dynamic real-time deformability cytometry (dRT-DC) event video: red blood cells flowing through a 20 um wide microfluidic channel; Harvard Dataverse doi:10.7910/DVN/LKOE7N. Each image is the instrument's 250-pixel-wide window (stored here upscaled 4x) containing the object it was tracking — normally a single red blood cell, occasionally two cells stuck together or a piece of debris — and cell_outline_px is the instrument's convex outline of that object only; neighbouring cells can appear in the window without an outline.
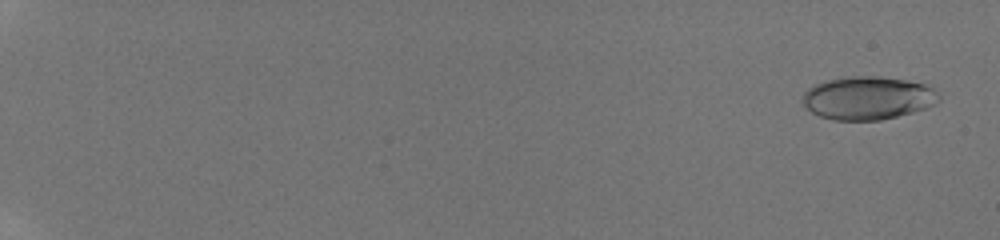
{"species": "human", "species_latin": "Homo sapiens", "temperature_condition": "room temperature", "stored_images_in_passage": 28, "camera_frame_rate_fps": 3000, "um_per_image_px": 0.085, "donor": {"sex": "male"}, "frame": {"image": 1, "passage_image": 3, "time_ms": 0.667, "image_size_px": [1000, 240], "cell_outline_px": [[940, 100], [936, 104], [912, 112], [880, 120], [832, 120], [820, 116], [812, 112], [804, 104], [804, 92], [808, 88], [816, 84], [828, 80], [848, 76], [880, 76], [904, 80], [924, 84], [940, 92]], "centroid_in_image_um": [73.79, 8.33], "position_along_channel_um": 11.2, "area_um2": 34.1}}
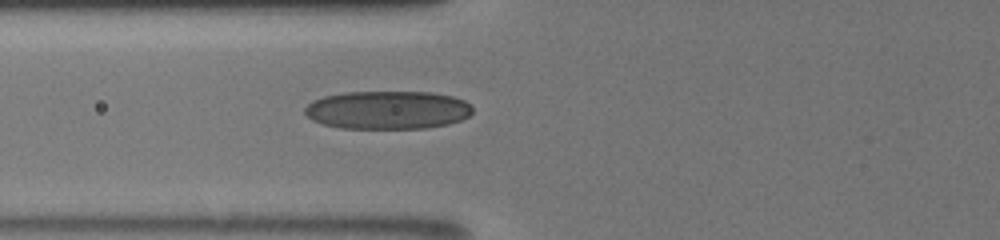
{"frame": {"image": 2, "passage_image": 25, "time_ms": 8.333, "image_size_px": [1000, 240], "cell_outline_px": [[472, 112], [468, 116], [460, 120], [448, 124], [428, 128], [340, 128], [324, 124], [312, 120], [304, 112], [304, 108], [312, 100], [324, 96], [344, 92], [432, 92], [452, 96], [464, 100], [472, 104]], "centroid_in_image_um": [32.95, 9.34], "position_along_channel_um": 92.8, "area_um2": 37.57}}
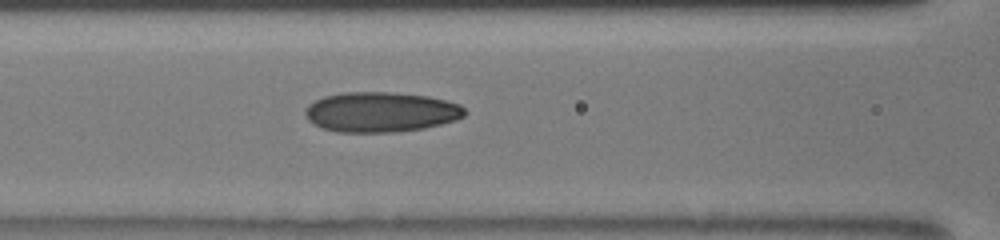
{"frame": {"image": 3, "passage_image": 28, "time_ms": 9.333, "image_size_px": [1000, 240], "cell_outline_px": [[468, 112], [464, 116], [456, 120], [424, 128], [396, 132], [336, 132], [324, 128], [308, 120], [304, 112], [308, 104], [324, 96], [344, 92], [392, 92], [428, 96], [460, 104]], "centroid_in_image_um": [32.39, 9.52], "position_along_channel_um": 134.2, "area_um2": 37.28}}